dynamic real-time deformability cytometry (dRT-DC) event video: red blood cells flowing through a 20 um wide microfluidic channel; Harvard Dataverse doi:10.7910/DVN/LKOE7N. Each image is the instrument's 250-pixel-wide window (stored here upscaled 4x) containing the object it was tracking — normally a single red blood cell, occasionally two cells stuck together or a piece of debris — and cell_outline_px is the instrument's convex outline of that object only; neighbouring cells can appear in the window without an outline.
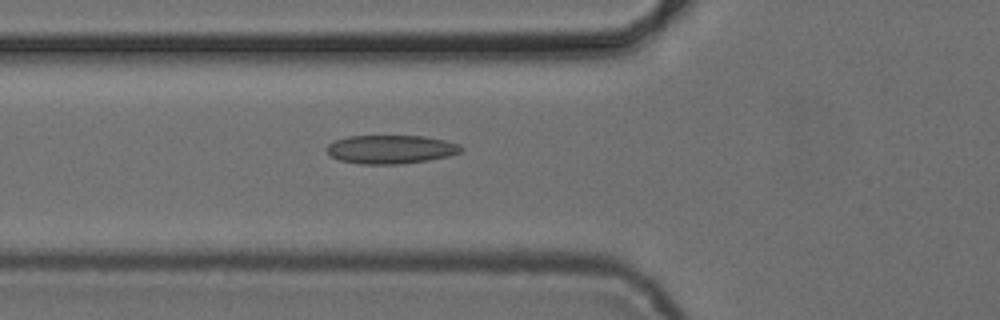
{"species": "common noctule bat (a hibernating species)", "species_latin": "Nyctalus noctula", "temperature_condition": "cold", "stored_images_in_passage": 38, "camera_frame_rate_fps": 3000, "um_per_image_px": 0.085, "animal": {"sex": "female", "body_mass_g": 24.6, "forearm_length_mm": 56.2}, "frame": {"image": 1, "passage_image": 4, "time_ms": 1.0, "image_size_px": [1000, 320], "cell_outline_px": [[464, 148], [460, 152], [448, 156], [428, 160], [400, 164], [360, 164], [340, 160], [332, 156], [324, 148], [328, 144], [336, 140], [348, 136], [424, 136], [444, 140], [460, 144]], "centroid_in_image_um": [33.22, 12.69], "position_along_channel_um": 92.6, "area_um2": 22.37}}
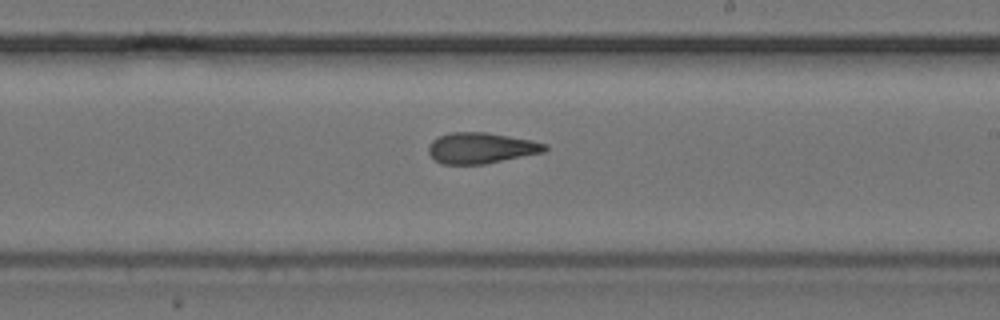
{"frame": {"image": 2, "passage_image": 16, "time_ms": 5.0, "image_size_px": [1000, 320], "cell_outline_px": [[548, 148], [544, 152], [484, 164], [440, 164], [428, 152], [428, 144], [432, 140], [440, 136], [452, 132], [488, 132], [532, 140], [548, 144]], "centroid_in_image_um": [40.9, 12.57], "position_along_channel_um": 248.1, "area_um2": 20.98}}
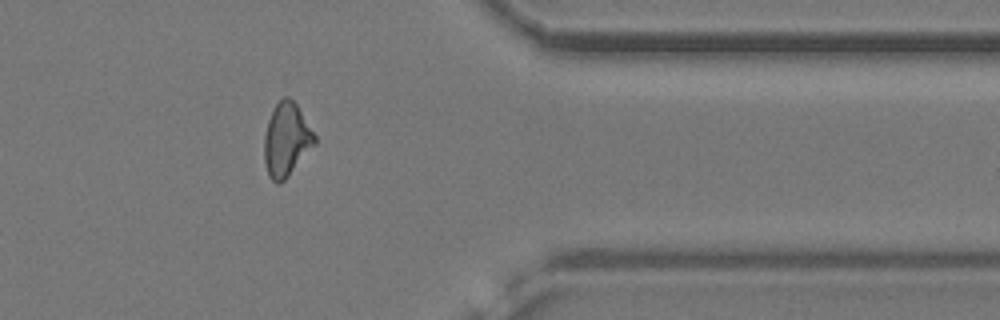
{"frame": {"image": 3, "passage_image": 28, "time_ms": 9.0, "image_size_px": [1000, 320], "cell_outline_px": [[316, 144], [288, 176], [280, 184], [276, 184], [268, 176], [264, 160], [264, 136], [268, 120], [276, 104], [284, 96], [288, 96], [296, 104], [316, 136]], "centroid_in_image_um": [24.34, 11.9], "position_along_channel_um": 387.1, "area_um2": 21.5}, "authors_computed_cell_mechanics": {"area_um2": 21.2415, "velocity_mm_per_s": 3.8708, "shape_relaxation_time_tau1_ms": 5.8691, "shape_relaxation_time_tau2_ms": 3.7048, "deformation_change_tau1": 0.1332, "deformation_change_tau2": 0.117}}